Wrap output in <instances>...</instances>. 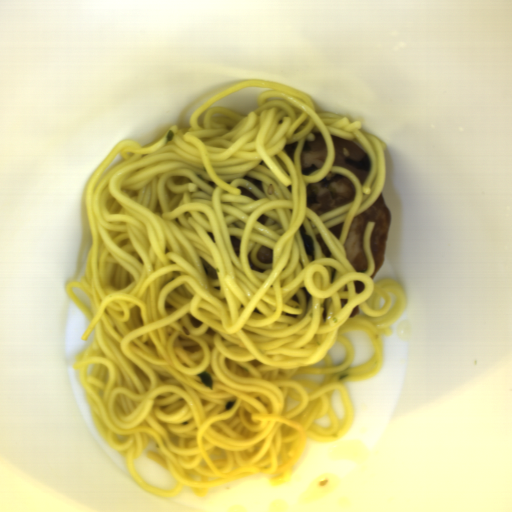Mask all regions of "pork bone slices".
I'll list each match as a JSON object with an SVG mask.
<instances>
[{
  "mask_svg": "<svg viewBox=\"0 0 512 512\" xmlns=\"http://www.w3.org/2000/svg\"><path fill=\"white\" fill-rule=\"evenodd\" d=\"M391 219L389 207L381 194L368 208L355 216L345 239V257L355 271L368 268V257L364 250L363 236L369 221L375 223L370 245L374 256V273L371 279L378 274L385 264L388 228Z\"/></svg>",
  "mask_w": 512,
  "mask_h": 512,
  "instance_id": "d1f655de",
  "label": "pork bone slices"
},
{
  "mask_svg": "<svg viewBox=\"0 0 512 512\" xmlns=\"http://www.w3.org/2000/svg\"><path fill=\"white\" fill-rule=\"evenodd\" d=\"M355 190L351 180L342 173L328 172L306 186V207L317 216L353 201Z\"/></svg>",
  "mask_w": 512,
  "mask_h": 512,
  "instance_id": "8bd94acc",
  "label": "pork bone slices"
},
{
  "mask_svg": "<svg viewBox=\"0 0 512 512\" xmlns=\"http://www.w3.org/2000/svg\"><path fill=\"white\" fill-rule=\"evenodd\" d=\"M335 150V164L352 172L362 185L371 168L370 158L365 150L350 140L331 134Z\"/></svg>",
  "mask_w": 512,
  "mask_h": 512,
  "instance_id": "559dba5c",
  "label": "pork bone slices"
},
{
  "mask_svg": "<svg viewBox=\"0 0 512 512\" xmlns=\"http://www.w3.org/2000/svg\"><path fill=\"white\" fill-rule=\"evenodd\" d=\"M312 134L314 135L313 140H304L300 158L301 171L306 176L322 168L328 152L326 141L322 135L317 132Z\"/></svg>",
  "mask_w": 512,
  "mask_h": 512,
  "instance_id": "b8b60e73",
  "label": "pork bone slices"
},
{
  "mask_svg": "<svg viewBox=\"0 0 512 512\" xmlns=\"http://www.w3.org/2000/svg\"><path fill=\"white\" fill-rule=\"evenodd\" d=\"M272 257V249L265 246H261L256 254V258L261 264H272Z\"/></svg>",
  "mask_w": 512,
  "mask_h": 512,
  "instance_id": "1417232f",
  "label": "pork bone slices"
},
{
  "mask_svg": "<svg viewBox=\"0 0 512 512\" xmlns=\"http://www.w3.org/2000/svg\"><path fill=\"white\" fill-rule=\"evenodd\" d=\"M315 237L320 246L323 256H325L327 258L330 257L331 256L330 251H329L328 247L326 246L324 240L322 239L321 235L317 234V235H315Z\"/></svg>",
  "mask_w": 512,
  "mask_h": 512,
  "instance_id": "a6322c5c",
  "label": "pork bone slices"
},
{
  "mask_svg": "<svg viewBox=\"0 0 512 512\" xmlns=\"http://www.w3.org/2000/svg\"><path fill=\"white\" fill-rule=\"evenodd\" d=\"M230 242H231L232 250L237 258L238 256H240V240L238 237H235L232 235V236H230Z\"/></svg>",
  "mask_w": 512,
  "mask_h": 512,
  "instance_id": "64e700d5",
  "label": "pork bone slices"
},
{
  "mask_svg": "<svg viewBox=\"0 0 512 512\" xmlns=\"http://www.w3.org/2000/svg\"><path fill=\"white\" fill-rule=\"evenodd\" d=\"M343 222L329 228L328 230L333 234L336 240H341Z\"/></svg>",
  "mask_w": 512,
  "mask_h": 512,
  "instance_id": "e93112bb",
  "label": "pork bone slices"
},
{
  "mask_svg": "<svg viewBox=\"0 0 512 512\" xmlns=\"http://www.w3.org/2000/svg\"><path fill=\"white\" fill-rule=\"evenodd\" d=\"M238 190L241 191L240 195H246L247 197H249L250 199H253L255 201H258V199H259L258 195H256L255 193H253L252 191H250L246 187H241L240 186V187H238Z\"/></svg>",
  "mask_w": 512,
  "mask_h": 512,
  "instance_id": "613a799a",
  "label": "pork bone slices"
},
{
  "mask_svg": "<svg viewBox=\"0 0 512 512\" xmlns=\"http://www.w3.org/2000/svg\"><path fill=\"white\" fill-rule=\"evenodd\" d=\"M243 178H244L246 181H249V182H251L252 184H254V185H255L257 188H259L261 191H264V192H265V190H264V186H263V183H261V182H260V181H258L257 179H255V178H253V177H251V176H249V175H245Z\"/></svg>",
  "mask_w": 512,
  "mask_h": 512,
  "instance_id": "3cfc4509",
  "label": "pork bone slices"
},
{
  "mask_svg": "<svg viewBox=\"0 0 512 512\" xmlns=\"http://www.w3.org/2000/svg\"><path fill=\"white\" fill-rule=\"evenodd\" d=\"M353 284H354L356 294L361 293L365 288V284L363 282H361L360 280H355L353 282Z\"/></svg>",
  "mask_w": 512,
  "mask_h": 512,
  "instance_id": "089301d2",
  "label": "pork bone slices"
},
{
  "mask_svg": "<svg viewBox=\"0 0 512 512\" xmlns=\"http://www.w3.org/2000/svg\"><path fill=\"white\" fill-rule=\"evenodd\" d=\"M359 310H360V308L358 306L355 307L353 312H352V314H351V316H350V318H354L355 316H357L358 313H359Z\"/></svg>",
  "mask_w": 512,
  "mask_h": 512,
  "instance_id": "794b29fe",
  "label": "pork bone slices"
},
{
  "mask_svg": "<svg viewBox=\"0 0 512 512\" xmlns=\"http://www.w3.org/2000/svg\"><path fill=\"white\" fill-rule=\"evenodd\" d=\"M340 302H341V307H344L347 302V298H340Z\"/></svg>",
  "mask_w": 512,
  "mask_h": 512,
  "instance_id": "2f4f85dd",
  "label": "pork bone slices"
}]
</instances>
